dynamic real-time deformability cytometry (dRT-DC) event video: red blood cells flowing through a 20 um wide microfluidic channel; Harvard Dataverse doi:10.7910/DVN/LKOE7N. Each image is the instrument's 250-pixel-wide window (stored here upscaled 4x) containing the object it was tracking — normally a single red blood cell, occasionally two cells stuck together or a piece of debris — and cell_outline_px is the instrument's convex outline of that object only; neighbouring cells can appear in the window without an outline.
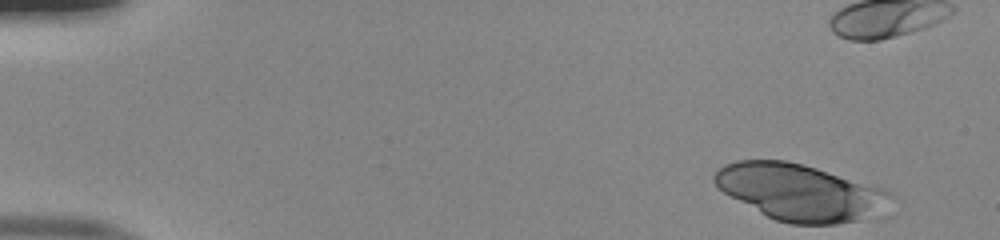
{"species": "human", "species_latin": "Homo sapiens", "temperature_condition": "room temperature", "stored_images_in_passage": 39, "camera_frame_rate_fps": 3000, "um_per_image_px": 0.085, "donor": {"sex": "male"}, "frame": {"image": 1, "passage_image": 1, "time_ms": 0.0, "image_size_px": [1000, 240], "cell_outline_px": [[896, 196], [884, 216], [836, 224], [792, 224], [776, 220], [760, 212], [724, 192], [712, 180], [712, 176], [724, 164], [736, 160], [784, 160], [804, 164], [884, 188]], "centroid_in_image_um": [68.14, 16.35], "position_along_channel_um": 16.9, "area_um2": 58.61}}